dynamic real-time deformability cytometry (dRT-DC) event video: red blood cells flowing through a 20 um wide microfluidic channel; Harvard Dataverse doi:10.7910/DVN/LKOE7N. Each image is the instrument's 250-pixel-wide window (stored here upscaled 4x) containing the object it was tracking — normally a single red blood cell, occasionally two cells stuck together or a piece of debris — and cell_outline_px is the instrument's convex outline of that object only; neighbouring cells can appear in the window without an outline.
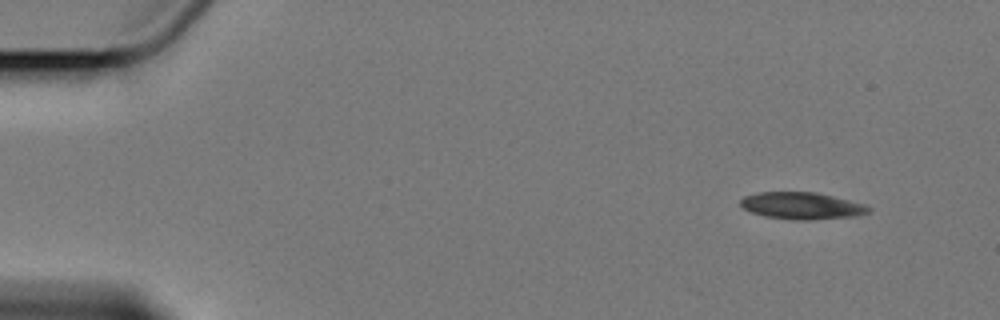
{"species": "Egyptian fruit bat (a non-hibernating species)", "species_latin": "Rousettus aegyptiacus", "temperature_condition": "cold", "stored_images_in_passage": 7, "camera_frame_rate_fps": 3000, "um_per_image_px": 0.085, "animal": {"sex": "female"}, "frame": {"image": 1, "passage_image": 1, "time_ms": 0.0, "image_size_px": [1000, 320], "cell_outline_px": [[872, 208], [868, 212], [852, 216], [764, 216], [752, 212], [744, 208], [740, 204], [740, 200], [744, 196], [756, 192], [816, 192], [864, 204]], "centroid_in_image_um": [68.08, 17.4], "position_along_channel_um": 16.9, "area_um2": 18.44}}
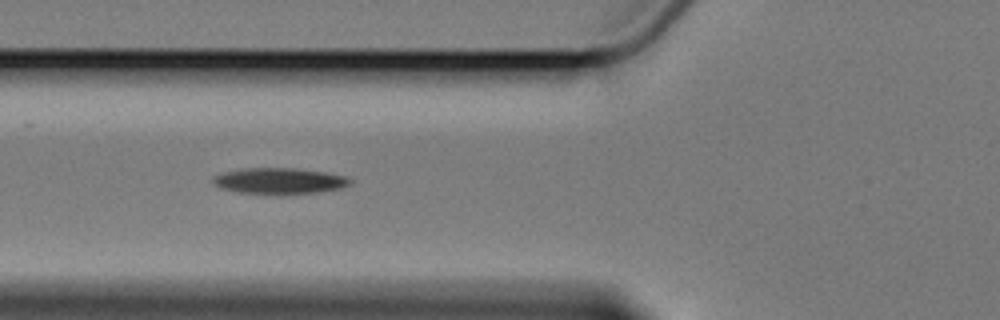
{"frame": {"image": 2, "passage_image": 6, "time_ms": 5.667, "image_size_px": [1000, 320], "cell_outline_px": [[352, 184], [340, 188], [316, 192], [240, 192], [220, 188], [212, 180], [212, 176], [224, 172], [240, 168], [296, 168], [324, 172], [344, 176], [352, 180]], "centroid_in_image_um": [23.73, 15.33], "position_along_channel_um": 102.1, "area_um2": 20.06}}
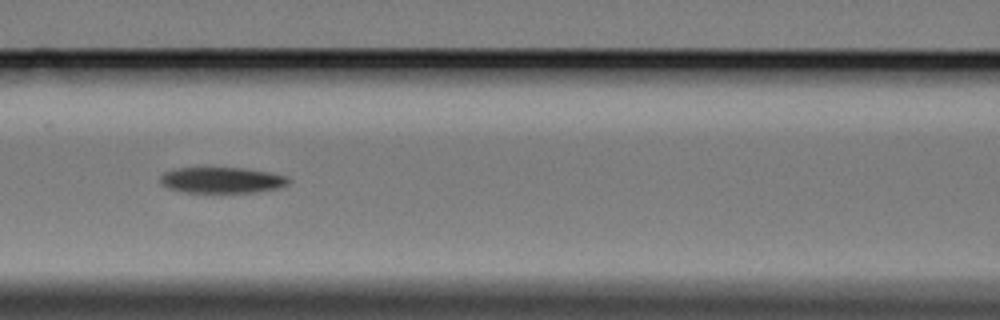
{"frame": {"image": 3, "passage_image": 7, "time_ms": 7.0, "image_size_px": [1000, 320], "cell_outline_px": [[292, 180], [288, 184], [280, 188], [256, 192], [184, 192], [168, 188], [160, 184], [160, 176], [164, 172], [176, 168], [244, 168], [272, 172], [288, 176]], "centroid_in_image_um": [18.9, 15.31], "position_along_channel_um": 147.7, "area_um2": 19.59}}